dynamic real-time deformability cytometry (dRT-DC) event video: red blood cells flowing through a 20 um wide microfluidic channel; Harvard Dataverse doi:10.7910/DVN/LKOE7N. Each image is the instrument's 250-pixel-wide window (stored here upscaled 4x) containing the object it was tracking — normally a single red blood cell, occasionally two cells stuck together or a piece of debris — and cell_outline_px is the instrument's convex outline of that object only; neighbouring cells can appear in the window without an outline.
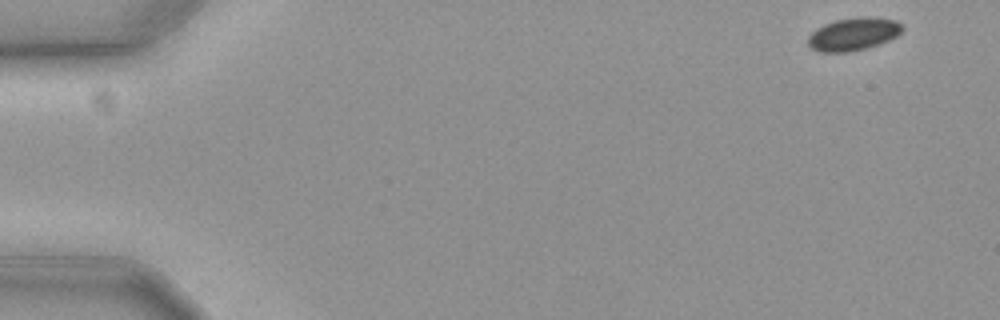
{"species": "common noctule bat (a hibernating species)", "species_latin": "Nyctalus noctula", "temperature_condition": "cold", "stored_images_in_passage": 56, "camera_frame_rate_fps": 3000, "um_per_image_px": 0.085, "animal": {"sex": "female", "body_mass_g": 19.3, "forearm_length_mm": 54.1}, "frame": {"image": 1, "passage_image": 1, "time_ms": 0.0, "image_size_px": [1000, 320], "cell_outline_px": [[904, 28], [896, 36], [888, 40], [864, 48], [848, 52], [820, 52], [812, 48], [808, 44], [808, 36], [816, 28], [824, 24], [836, 20], [860, 16], [868, 16], [896, 20], [904, 24]], "centroid_in_image_um": [72.54, 2.87], "position_along_channel_um": 12.5, "area_um2": 17.98}}
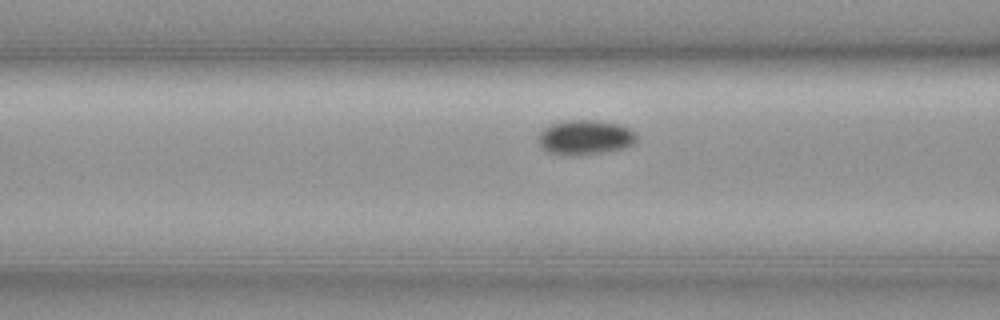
{"frame": {"image": 2, "passage_image": 21, "time_ms": 6.667, "image_size_px": [1000, 320], "cell_outline_px": [[636, 140], [632, 144], [624, 148], [600, 152], [568, 156], [560, 156], [548, 152], [536, 140], [540, 132], [544, 128], [560, 120], [600, 120], [620, 124], [636, 132]], "centroid_in_image_um": [49.7, 11.66], "position_along_channel_um": 116.9, "area_um2": 20.06}}
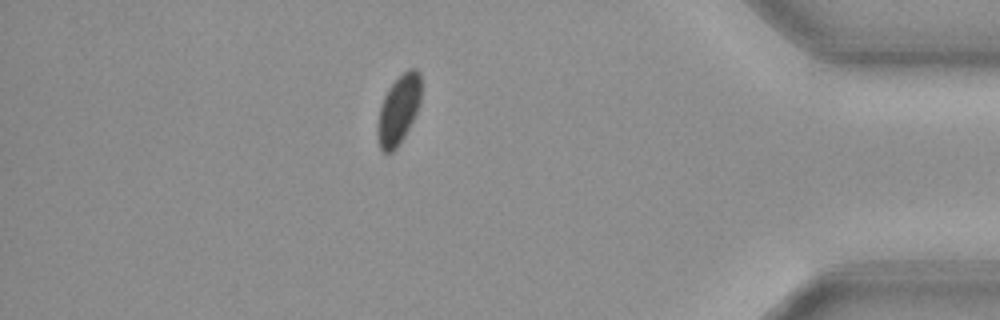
{"frame": {"image": 3, "passage_image": 48, "time_ms": 15.667, "image_size_px": [1000, 320], "cell_outline_px": [[420, 104], [404, 136], [396, 148], [392, 152], [384, 152], [380, 148], [376, 132], [380, 104], [388, 88], [408, 68], [416, 68], [420, 72]], "centroid_in_image_um": [33.86, 9.31], "position_along_channel_um": 401.3, "area_um2": 17.4}}